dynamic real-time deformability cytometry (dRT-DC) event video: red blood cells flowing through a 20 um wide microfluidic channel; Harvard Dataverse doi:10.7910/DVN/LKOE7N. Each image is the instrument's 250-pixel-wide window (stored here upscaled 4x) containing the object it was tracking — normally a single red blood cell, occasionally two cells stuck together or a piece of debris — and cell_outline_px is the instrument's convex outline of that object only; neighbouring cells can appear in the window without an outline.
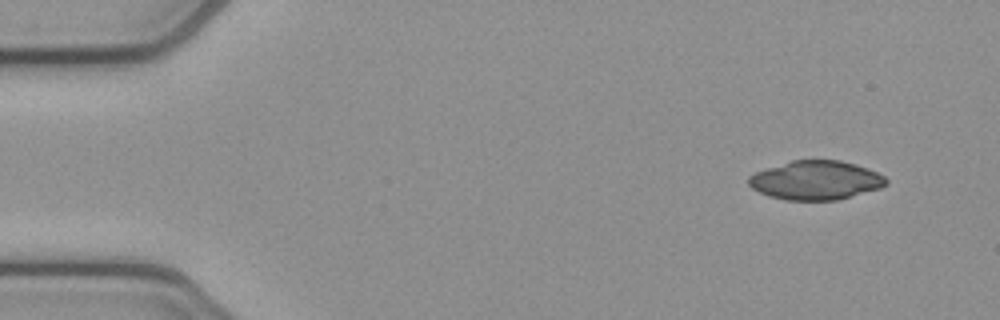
{"species": "common noctule bat (a hibernating species)", "species_latin": "Nyctalus noctula", "temperature_condition": "cold", "stored_images_in_passage": 4, "camera_frame_rate_fps": 3000, "um_per_image_px": 0.085, "animal": {"sex": "female", "body_mass_g": 21.9}, "frame": {"image": 1, "passage_image": 1, "time_ms": 0.0, "image_size_px": [1000, 320], "cell_outline_px": [[888, 184], [880, 188], [836, 200], [784, 200], [768, 196], [752, 188], [748, 184], [748, 176], [756, 172], [792, 160], [840, 160], [856, 164], [868, 168], [884, 176], [888, 180]], "centroid_in_image_um": [69.35, 15.32], "position_along_channel_um": 15.7, "area_um2": 31.15}}